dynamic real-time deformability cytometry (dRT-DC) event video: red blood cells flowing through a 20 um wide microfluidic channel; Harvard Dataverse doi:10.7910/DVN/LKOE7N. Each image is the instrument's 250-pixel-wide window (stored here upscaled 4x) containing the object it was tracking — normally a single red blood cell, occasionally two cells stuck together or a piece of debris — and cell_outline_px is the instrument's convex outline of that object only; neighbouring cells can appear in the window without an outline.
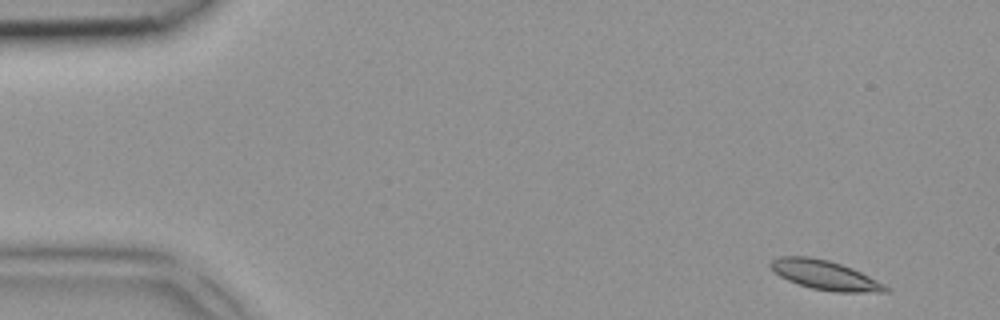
{"species": "common noctule bat (a hibernating species)", "species_latin": "Nyctalus noctula", "temperature_condition": "room temperature", "stored_images_in_passage": 4, "camera_frame_rate_fps": 3000, "um_per_image_px": 0.085, "animal": {"sex": "female", "body_mass_g": 18.4}, "frame": {"image": 1, "passage_image": 1, "time_ms": 0.0, "image_size_px": [1000, 320], "cell_outline_px": [[888, 292], [836, 292], [812, 288], [788, 280], [772, 272], [768, 264], [772, 260], [780, 256], [808, 256], [828, 260], [852, 268], [884, 284], [888, 288]], "centroid_in_image_um": [70.07, 23.37], "position_along_channel_um": 14.9, "area_um2": 19.48}}
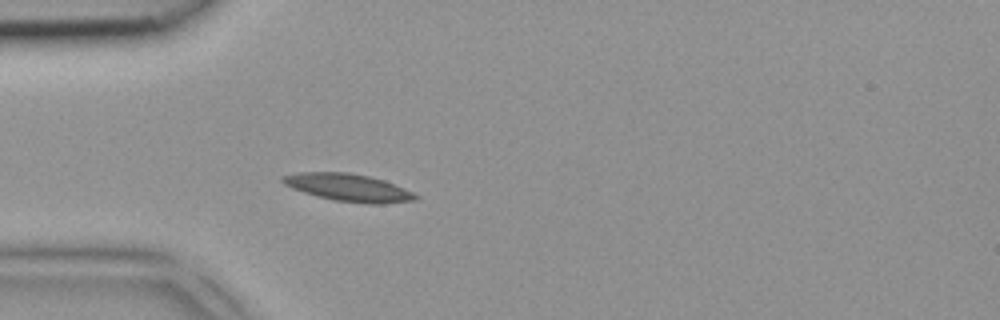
{"frame": {"image": 2, "passage_image": 4, "time_ms": 1.0, "image_size_px": [1000, 320], "cell_outline_px": [[420, 196], [416, 200], [384, 204], [368, 204], [332, 200], [316, 196], [292, 188], [284, 184], [280, 180], [280, 176], [300, 172], [348, 172], [368, 176], [384, 180], [404, 188]], "centroid_in_image_um": [29.61, 15.95], "position_along_channel_um": 55.4, "area_um2": 21.44}}